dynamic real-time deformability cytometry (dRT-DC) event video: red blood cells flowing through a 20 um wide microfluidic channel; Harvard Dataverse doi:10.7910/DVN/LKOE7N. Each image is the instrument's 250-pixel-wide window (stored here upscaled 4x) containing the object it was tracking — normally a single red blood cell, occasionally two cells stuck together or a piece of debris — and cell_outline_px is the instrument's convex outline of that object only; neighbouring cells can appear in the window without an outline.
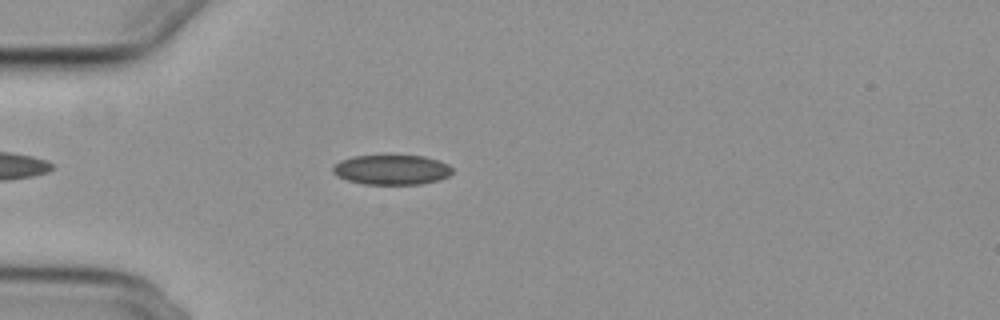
{"species": "common noctule bat (a hibernating species)", "species_latin": "Nyctalus noctula", "temperature_condition": "cold", "stored_images_in_passage": 43, "camera_frame_rate_fps": 3000, "um_per_image_px": 0.085, "animal": {"sex": "female", "body_mass_g": 29.2, "forearm_length_mm": 56.3}, "frame": {"image": 1, "passage_image": 7, "time_ms": 2.0, "image_size_px": [1000, 320], "cell_outline_px": [[452, 172], [448, 176], [440, 180], [420, 184], [364, 184], [348, 180], [336, 176], [332, 172], [332, 168], [340, 160], [352, 156], [424, 156], [448, 164], [452, 168]], "centroid_in_image_um": [33.28, 14.43], "position_along_channel_um": 51.7, "area_um2": 20.69}}
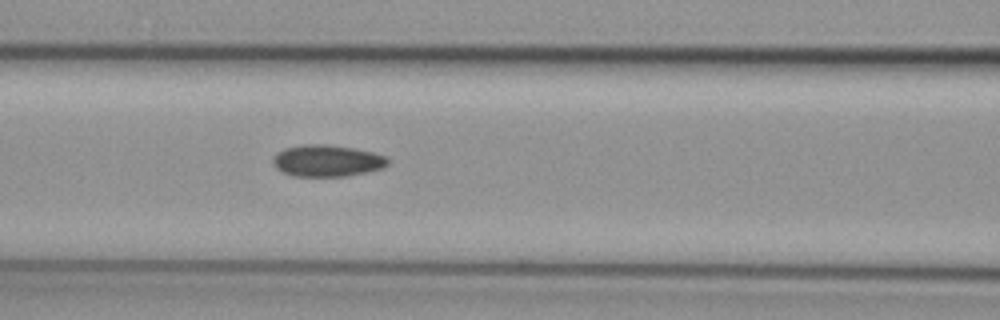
{"frame": {"image": 2, "passage_image": 15, "time_ms": 4.667, "image_size_px": [1000, 320], "cell_outline_px": [[388, 164], [384, 168], [348, 176], [292, 176], [276, 168], [272, 164], [272, 156], [276, 152], [284, 148], [304, 144], [324, 144], [352, 148], [372, 152], [384, 156], [388, 160]], "centroid_in_image_um": [27.75, 13.66], "position_along_channel_um": 138.8, "area_um2": 21.27}}
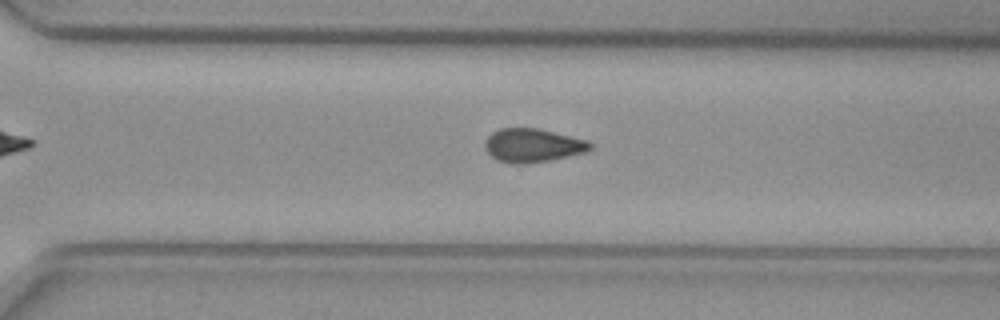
{"frame": {"image": 3, "passage_image": 30, "time_ms": 9.667, "image_size_px": [1000, 320], "cell_outline_px": [[592, 148], [584, 152], [552, 160], [528, 164], [512, 164], [496, 160], [484, 148], [484, 144], [488, 136], [492, 132], [500, 128], [536, 128], [588, 140], [592, 144]], "centroid_in_image_um": [45.26, 12.37], "position_along_channel_um": 325.3, "area_um2": 20.69}}